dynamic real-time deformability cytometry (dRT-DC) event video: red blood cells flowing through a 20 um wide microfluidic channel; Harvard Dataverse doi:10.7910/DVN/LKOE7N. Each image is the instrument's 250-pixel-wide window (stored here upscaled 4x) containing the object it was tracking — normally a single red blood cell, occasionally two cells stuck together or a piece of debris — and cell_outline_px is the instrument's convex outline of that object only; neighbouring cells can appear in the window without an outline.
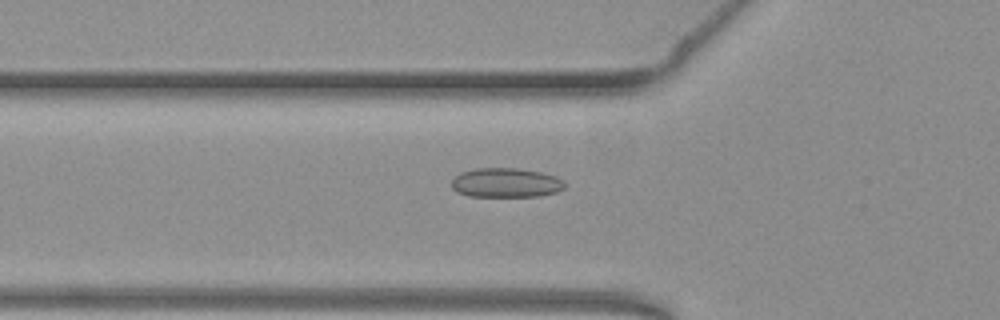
{"species": "common noctule bat (a hibernating species)", "species_latin": "Nyctalus noctula", "temperature_condition": "warm", "stored_images_in_passage": 54, "camera_frame_rate_fps": 3000, "um_per_image_px": 0.085, "animal": {"sex": "female", "body_mass_g": 19.3, "forearm_length_mm": 54.1}, "frame": {"image": 1, "passage_image": 19, "time_ms": 6.0, "image_size_px": [1000, 320], "cell_outline_px": [[564, 188], [556, 192], [540, 196], [468, 196], [456, 192], [452, 188], [452, 180], [460, 172], [476, 168], [516, 168], [540, 172], [556, 176], [564, 180]], "centroid_in_image_um": [42.99, 15.53], "position_along_channel_um": 82.8, "area_um2": 19.42}}
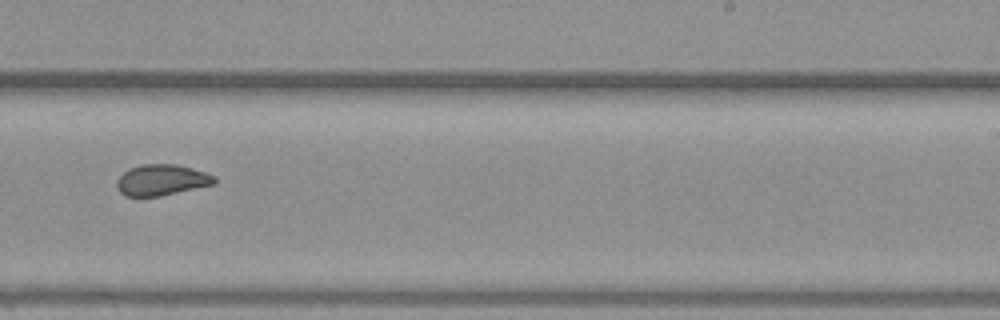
{"frame": {"image": 2, "passage_image": 34, "time_ms": 11.0, "image_size_px": [1000, 320], "cell_outline_px": [[216, 184], [160, 196], [124, 196], [116, 188], [116, 180], [128, 168], [140, 164], [176, 164], [192, 168], [216, 176]], "centroid_in_image_um": [13.73, 15.29], "position_along_channel_um": 275.3, "area_um2": 17.8}}
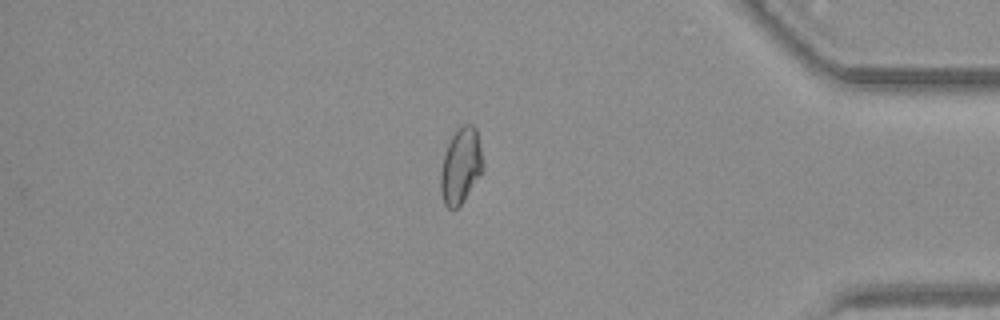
{"frame": {"image": 3, "passage_image": 46, "time_ms": 15.0, "image_size_px": [1000, 320], "cell_outline_px": [[484, 168], [460, 204], [456, 208], [448, 208], [444, 204], [440, 192], [440, 176], [444, 156], [448, 144], [456, 128], [464, 124], [472, 124], [476, 128], [484, 164]], "centroid_in_image_um": [39.16, 14.06], "position_along_channel_um": 396.0, "area_um2": 18.38}, "authors_computed_cell_mechanics": {"area_um2": 18.9006, "velocity_mm_per_s": 3.8421, "shape_relaxation_time_tau1_ms": null, "shape_relaxation_time_tau2_ms": 1.0168, "deformation_change_tau1": null, "deformation_change_tau2": 0.0481}}